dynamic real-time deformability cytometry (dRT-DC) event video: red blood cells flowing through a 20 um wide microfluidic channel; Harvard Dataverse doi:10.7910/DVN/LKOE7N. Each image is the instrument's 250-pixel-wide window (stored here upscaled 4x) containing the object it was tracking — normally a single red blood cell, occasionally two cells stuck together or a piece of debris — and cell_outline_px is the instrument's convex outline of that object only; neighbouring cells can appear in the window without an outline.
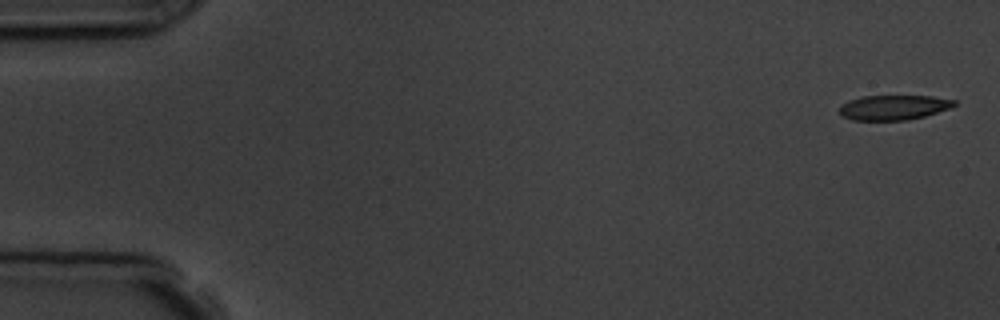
{"species": "common noctule bat (a hibernating species)", "species_latin": "Nyctalus noctula", "temperature_condition": "room temperature", "stored_images_in_passage": 5, "camera_frame_rate_fps": 3000, "um_per_image_px": 0.085, "animal": {"sex": "male", "body_mass_g": 19.5, "forearm_length_mm": 54.6}, "frame": {"image": 1, "passage_image": 1, "time_ms": 0.0, "image_size_px": [1000, 320], "cell_outline_px": [[956, 104], [948, 108], [924, 116], [908, 120], [852, 120], [844, 116], [840, 112], [840, 104], [848, 100], [860, 96], [932, 96], [956, 100]], "centroid_in_image_um": [75.92, 9.12], "position_along_channel_um": 9.1, "area_um2": 16.53}}
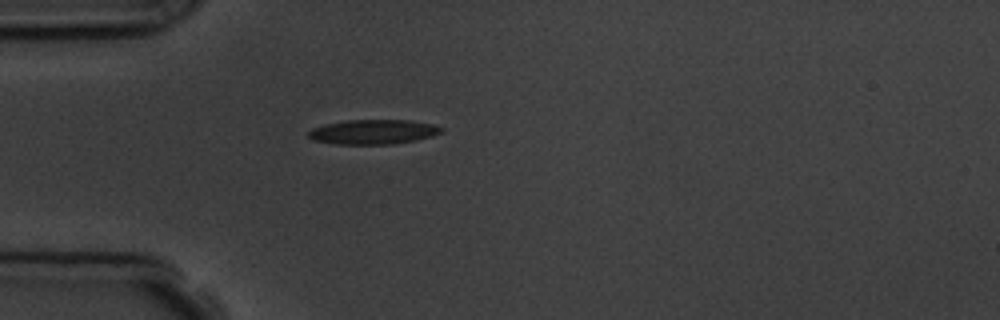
{"frame": {"image": 2, "passage_image": 5, "time_ms": 4.667, "image_size_px": [1000, 320], "cell_outline_px": [[444, 132], [432, 136], [416, 140], [392, 144], [336, 144], [312, 140], [308, 136], [308, 132], [312, 128], [324, 124], [344, 120], [408, 120], [432, 124], [444, 128]], "centroid_in_image_um": [31.72, 11.21], "position_along_channel_um": 53.3, "area_um2": 19.19}}